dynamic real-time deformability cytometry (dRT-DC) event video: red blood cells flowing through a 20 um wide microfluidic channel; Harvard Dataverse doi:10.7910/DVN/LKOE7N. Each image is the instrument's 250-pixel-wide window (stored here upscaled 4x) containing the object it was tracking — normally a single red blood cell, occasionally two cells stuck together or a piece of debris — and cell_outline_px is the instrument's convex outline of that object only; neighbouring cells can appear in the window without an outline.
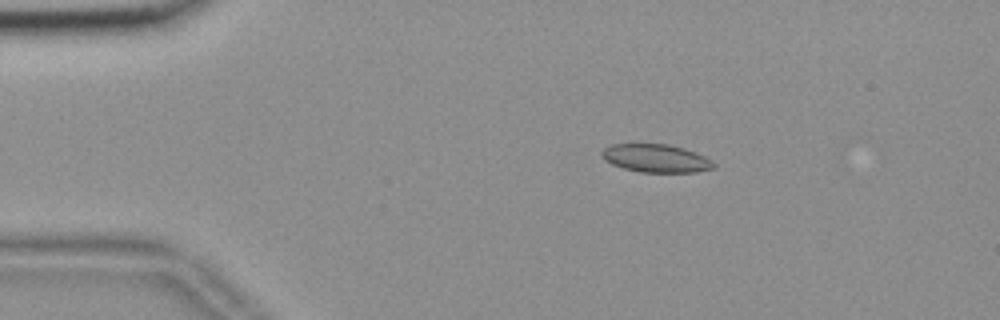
{"species": "common noctule bat (a hibernating species)", "species_latin": "Nyctalus noctula", "temperature_condition": "room temperature", "stored_images_in_passage": 55, "camera_frame_rate_fps": 3000, "um_per_image_px": 0.085, "animal": {"sex": "female", "body_mass_g": 18.4}, "frame": {"image": 1, "passage_image": 10, "time_ms": 3.0, "image_size_px": [1000, 320], "cell_outline_px": [[716, 168], [696, 172], [640, 172], [624, 168], [612, 164], [604, 160], [600, 156], [600, 152], [604, 148], [612, 144], [636, 140], [668, 144], [684, 148], [696, 152], [712, 160], [716, 164]], "centroid_in_image_um": [55.7, 13.4], "position_along_channel_um": 29.3, "area_um2": 19.31}}
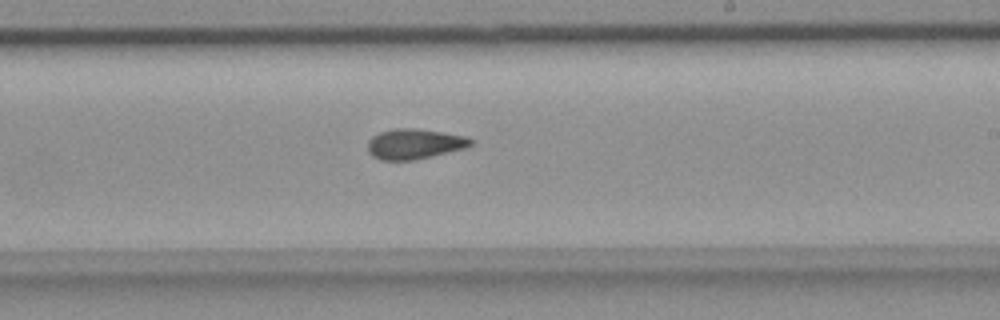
{"frame": {"image": 2, "passage_image": 33, "time_ms": 10.667, "image_size_px": [1000, 320], "cell_outline_px": [[476, 144], [468, 148], [432, 156], [412, 160], [380, 160], [372, 156], [368, 152], [368, 140], [372, 136], [380, 132], [392, 128], [416, 128], [464, 136], [476, 140]], "centroid_in_image_um": [35.26, 12.23], "position_along_channel_um": 253.7, "area_um2": 18.44}}
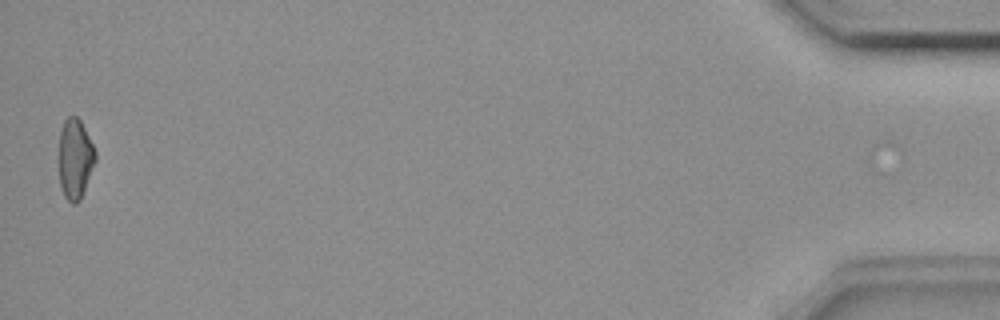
{"frame": {"image": 3, "passage_image": 55, "time_ms": 18.0, "image_size_px": [1000, 320], "cell_outline_px": [[96, 160], [80, 200], [76, 204], [72, 204], [64, 196], [60, 184], [60, 132], [64, 120], [68, 116], [76, 116], [80, 120], [96, 152]], "centroid_in_image_um": [6.39, 13.51], "position_along_channel_um": 428.8, "area_um2": 16.7}, "authors_computed_cell_mechanics": {"area_um2": 18.0914, "velocity_mm_per_s": 3.6594, "shape_relaxation_time_tau1_ms": null, "shape_relaxation_time_tau2_ms": 5.1145, "deformation_change_tau1": null, "deformation_change_tau2": 0.1305}}